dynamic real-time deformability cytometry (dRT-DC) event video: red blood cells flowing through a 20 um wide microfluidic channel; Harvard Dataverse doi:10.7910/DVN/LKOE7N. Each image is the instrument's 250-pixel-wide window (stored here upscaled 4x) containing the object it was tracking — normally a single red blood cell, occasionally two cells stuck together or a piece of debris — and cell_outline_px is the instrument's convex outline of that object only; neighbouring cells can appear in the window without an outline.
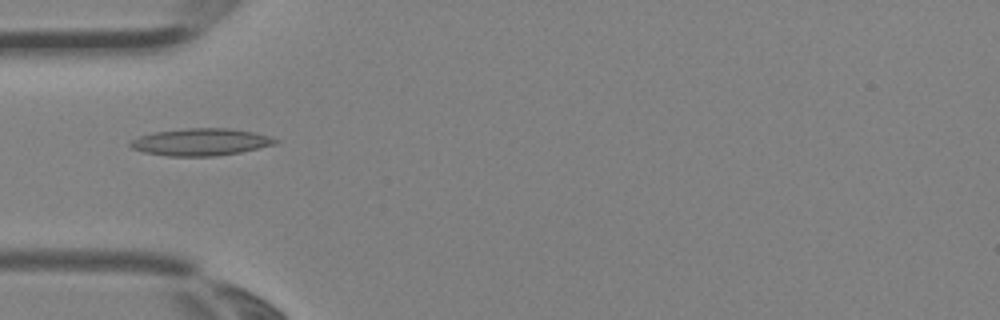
{"species": "Egyptian fruit bat (a non-hibernating species)", "species_latin": "Rousettus aegyptiacus", "temperature_condition": "room temperature", "stored_images_in_passage": 3, "camera_frame_rate_fps": 3000, "um_per_image_px": 0.085, "animal": {"sex": "female"}, "frame": {"image": 1, "passage_image": 3, "time_ms": 0.667, "image_size_px": [1000, 320], "cell_outline_px": [[280, 140], [276, 144], [240, 152], [216, 156], [168, 156], [144, 152], [132, 148], [128, 144], [132, 140], [140, 136], [152, 132], [188, 128], [228, 128], [252, 132], [272, 136]], "centroid_in_image_um": [17.08, 12.07], "position_along_channel_um": 67.9, "area_um2": 22.95}}